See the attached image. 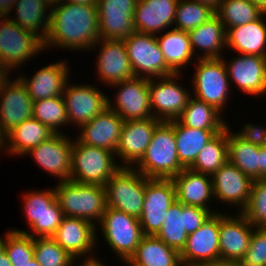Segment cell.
<instances>
[{
    "label": "cell",
    "mask_w": 266,
    "mask_h": 266,
    "mask_svg": "<svg viewBox=\"0 0 266 266\" xmlns=\"http://www.w3.org/2000/svg\"><path fill=\"white\" fill-rule=\"evenodd\" d=\"M121 168L115 153L73 139L70 180L83 184L105 186Z\"/></svg>",
    "instance_id": "277c9868"
},
{
    "label": "cell",
    "mask_w": 266,
    "mask_h": 266,
    "mask_svg": "<svg viewBox=\"0 0 266 266\" xmlns=\"http://www.w3.org/2000/svg\"><path fill=\"white\" fill-rule=\"evenodd\" d=\"M24 266H41V265L39 264V262L35 258H32Z\"/></svg>",
    "instance_id": "680465c9"
},
{
    "label": "cell",
    "mask_w": 266,
    "mask_h": 266,
    "mask_svg": "<svg viewBox=\"0 0 266 266\" xmlns=\"http://www.w3.org/2000/svg\"><path fill=\"white\" fill-rule=\"evenodd\" d=\"M120 262H123L121 264H125L124 266H137L135 264H133L132 262H130L129 260H123V261H120Z\"/></svg>",
    "instance_id": "91938a15"
},
{
    "label": "cell",
    "mask_w": 266,
    "mask_h": 266,
    "mask_svg": "<svg viewBox=\"0 0 266 266\" xmlns=\"http://www.w3.org/2000/svg\"><path fill=\"white\" fill-rule=\"evenodd\" d=\"M228 125V162L253 181L260 180V147L239 138Z\"/></svg>",
    "instance_id": "8d00e7d4"
},
{
    "label": "cell",
    "mask_w": 266,
    "mask_h": 266,
    "mask_svg": "<svg viewBox=\"0 0 266 266\" xmlns=\"http://www.w3.org/2000/svg\"><path fill=\"white\" fill-rule=\"evenodd\" d=\"M0 266H12L6 251L0 247Z\"/></svg>",
    "instance_id": "db71d44e"
},
{
    "label": "cell",
    "mask_w": 266,
    "mask_h": 266,
    "mask_svg": "<svg viewBox=\"0 0 266 266\" xmlns=\"http://www.w3.org/2000/svg\"><path fill=\"white\" fill-rule=\"evenodd\" d=\"M4 236L1 247L6 251L12 266H24L34 258L33 237L11 229Z\"/></svg>",
    "instance_id": "ee69618b"
},
{
    "label": "cell",
    "mask_w": 266,
    "mask_h": 266,
    "mask_svg": "<svg viewBox=\"0 0 266 266\" xmlns=\"http://www.w3.org/2000/svg\"><path fill=\"white\" fill-rule=\"evenodd\" d=\"M257 4L264 12H266V0H249Z\"/></svg>",
    "instance_id": "6f0895ef"
},
{
    "label": "cell",
    "mask_w": 266,
    "mask_h": 266,
    "mask_svg": "<svg viewBox=\"0 0 266 266\" xmlns=\"http://www.w3.org/2000/svg\"><path fill=\"white\" fill-rule=\"evenodd\" d=\"M162 121L156 118L124 121L115 151L121 167H134L144 156L156 127Z\"/></svg>",
    "instance_id": "44dd1931"
},
{
    "label": "cell",
    "mask_w": 266,
    "mask_h": 266,
    "mask_svg": "<svg viewBox=\"0 0 266 266\" xmlns=\"http://www.w3.org/2000/svg\"><path fill=\"white\" fill-rule=\"evenodd\" d=\"M73 139L67 133L54 134L26 153L34 163L49 175L58 178V182L69 181L71 176Z\"/></svg>",
    "instance_id": "e0dca14e"
},
{
    "label": "cell",
    "mask_w": 266,
    "mask_h": 266,
    "mask_svg": "<svg viewBox=\"0 0 266 266\" xmlns=\"http://www.w3.org/2000/svg\"><path fill=\"white\" fill-rule=\"evenodd\" d=\"M222 212H219L220 261L237 263L248 251L255 227L242 213Z\"/></svg>",
    "instance_id": "ffe728a7"
},
{
    "label": "cell",
    "mask_w": 266,
    "mask_h": 266,
    "mask_svg": "<svg viewBox=\"0 0 266 266\" xmlns=\"http://www.w3.org/2000/svg\"><path fill=\"white\" fill-rule=\"evenodd\" d=\"M110 87L116 88L115 97L108 98V108L115 111L124 121L153 118L150 96L149 79L133 77Z\"/></svg>",
    "instance_id": "5bb4252c"
},
{
    "label": "cell",
    "mask_w": 266,
    "mask_h": 266,
    "mask_svg": "<svg viewBox=\"0 0 266 266\" xmlns=\"http://www.w3.org/2000/svg\"><path fill=\"white\" fill-rule=\"evenodd\" d=\"M165 32L156 35L165 62L174 73L183 74V68H186L188 64L190 66L193 59L194 61L197 60L191 47L188 32L175 28L168 29Z\"/></svg>",
    "instance_id": "d6a6232c"
},
{
    "label": "cell",
    "mask_w": 266,
    "mask_h": 266,
    "mask_svg": "<svg viewBox=\"0 0 266 266\" xmlns=\"http://www.w3.org/2000/svg\"><path fill=\"white\" fill-rule=\"evenodd\" d=\"M129 261L137 266H183L180 252L155 235H144Z\"/></svg>",
    "instance_id": "d590c367"
},
{
    "label": "cell",
    "mask_w": 266,
    "mask_h": 266,
    "mask_svg": "<svg viewBox=\"0 0 266 266\" xmlns=\"http://www.w3.org/2000/svg\"><path fill=\"white\" fill-rule=\"evenodd\" d=\"M266 12L257 20L228 28L226 49L237 54L266 57Z\"/></svg>",
    "instance_id": "f546056e"
},
{
    "label": "cell",
    "mask_w": 266,
    "mask_h": 266,
    "mask_svg": "<svg viewBox=\"0 0 266 266\" xmlns=\"http://www.w3.org/2000/svg\"><path fill=\"white\" fill-rule=\"evenodd\" d=\"M180 258L183 266L220 261L219 212L211 214L195 232L188 234Z\"/></svg>",
    "instance_id": "7402d4cb"
},
{
    "label": "cell",
    "mask_w": 266,
    "mask_h": 266,
    "mask_svg": "<svg viewBox=\"0 0 266 266\" xmlns=\"http://www.w3.org/2000/svg\"><path fill=\"white\" fill-rule=\"evenodd\" d=\"M71 84V81L68 80L62 97L65 102L69 124L75 125L78 131L82 125L108 108L109 97L98 85Z\"/></svg>",
    "instance_id": "4fadbf2b"
},
{
    "label": "cell",
    "mask_w": 266,
    "mask_h": 266,
    "mask_svg": "<svg viewBox=\"0 0 266 266\" xmlns=\"http://www.w3.org/2000/svg\"><path fill=\"white\" fill-rule=\"evenodd\" d=\"M70 65L66 60L55 61L37 70L31 78L17 76L27 88L33 101L63 95L65 84L70 78Z\"/></svg>",
    "instance_id": "484cf974"
},
{
    "label": "cell",
    "mask_w": 266,
    "mask_h": 266,
    "mask_svg": "<svg viewBox=\"0 0 266 266\" xmlns=\"http://www.w3.org/2000/svg\"><path fill=\"white\" fill-rule=\"evenodd\" d=\"M176 189V200L184 205L200 207L209 210L212 214L220 212L210 206L214 199L212 177L184 168L172 178ZM214 210V211H213Z\"/></svg>",
    "instance_id": "83f0119b"
},
{
    "label": "cell",
    "mask_w": 266,
    "mask_h": 266,
    "mask_svg": "<svg viewBox=\"0 0 266 266\" xmlns=\"http://www.w3.org/2000/svg\"><path fill=\"white\" fill-rule=\"evenodd\" d=\"M50 6L59 3L61 0H45Z\"/></svg>",
    "instance_id": "94428289"
},
{
    "label": "cell",
    "mask_w": 266,
    "mask_h": 266,
    "mask_svg": "<svg viewBox=\"0 0 266 266\" xmlns=\"http://www.w3.org/2000/svg\"><path fill=\"white\" fill-rule=\"evenodd\" d=\"M12 10H15V18L8 17L44 42L49 30L51 6L45 0H17Z\"/></svg>",
    "instance_id": "836d02e7"
},
{
    "label": "cell",
    "mask_w": 266,
    "mask_h": 266,
    "mask_svg": "<svg viewBox=\"0 0 266 266\" xmlns=\"http://www.w3.org/2000/svg\"><path fill=\"white\" fill-rule=\"evenodd\" d=\"M260 179H266V146L260 147Z\"/></svg>",
    "instance_id": "681fc988"
},
{
    "label": "cell",
    "mask_w": 266,
    "mask_h": 266,
    "mask_svg": "<svg viewBox=\"0 0 266 266\" xmlns=\"http://www.w3.org/2000/svg\"><path fill=\"white\" fill-rule=\"evenodd\" d=\"M123 41L135 77L151 79L174 74L165 62L156 35L135 31Z\"/></svg>",
    "instance_id": "8fae6325"
},
{
    "label": "cell",
    "mask_w": 266,
    "mask_h": 266,
    "mask_svg": "<svg viewBox=\"0 0 266 266\" xmlns=\"http://www.w3.org/2000/svg\"><path fill=\"white\" fill-rule=\"evenodd\" d=\"M41 51H45L44 43L38 36L22 29L8 16H0V65L8 73L21 68V64L25 66Z\"/></svg>",
    "instance_id": "ba28073f"
},
{
    "label": "cell",
    "mask_w": 266,
    "mask_h": 266,
    "mask_svg": "<svg viewBox=\"0 0 266 266\" xmlns=\"http://www.w3.org/2000/svg\"><path fill=\"white\" fill-rule=\"evenodd\" d=\"M176 201V189L172 179L147 178L144 203L139 218L144 235H156Z\"/></svg>",
    "instance_id": "9a60e30c"
},
{
    "label": "cell",
    "mask_w": 266,
    "mask_h": 266,
    "mask_svg": "<svg viewBox=\"0 0 266 266\" xmlns=\"http://www.w3.org/2000/svg\"><path fill=\"white\" fill-rule=\"evenodd\" d=\"M9 75L0 86V134L4 137L14 127L33 117V99L21 80ZM12 82H11V81Z\"/></svg>",
    "instance_id": "2e32d148"
},
{
    "label": "cell",
    "mask_w": 266,
    "mask_h": 266,
    "mask_svg": "<svg viewBox=\"0 0 266 266\" xmlns=\"http://www.w3.org/2000/svg\"><path fill=\"white\" fill-rule=\"evenodd\" d=\"M215 15V10L192 0H178L173 28L190 32Z\"/></svg>",
    "instance_id": "b9f144b4"
},
{
    "label": "cell",
    "mask_w": 266,
    "mask_h": 266,
    "mask_svg": "<svg viewBox=\"0 0 266 266\" xmlns=\"http://www.w3.org/2000/svg\"><path fill=\"white\" fill-rule=\"evenodd\" d=\"M53 135L54 133L45 124L32 117L14 127L3 137L1 150L6 155L10 154L9 156L23 157Z\"/></svg>",
    "instance_id": "4dcf8cb0"
},
{
    "label": "cell",
    "mask_w": 266,
    "mask_h": 266,
    "mask_svg": "<svg viewBox=\"0 0 266 266\" xmlns=\"http://www.w3.org/2000/svg\"><path fill=\"white\" fill-rule=\"evenodd\" d=\"M65 3H75V4H86V5H96L97 0H61Z\"/></svg>",
    "instance_id": "11a10c76"
},
{
    "label": "cell",
    "mask_w": 266,
    "mask_h": 266,
    "mask_svg": "<svg viewBox=\"0 0 266 266\" xmlns=\"http://www.w3.org/2000/svg\"><path fill=\"white\" fill-rule=\"evenodd\" d=\"M96 226L91 222L75 217L63 216L52 238L73 258L95 257L98 243Z\"/></svg>",
    "instance_id": "d4e9b609"
},
{
    "label": "cell",
    "mask_w": 266,
    "mask_h": 266,
    "mask_svg": "<svg viewBox=\"0 0 266 266\" xmlns=\"http://www.w3.org/2000/svg\"><path fill=\"white\" fill-rule=\"evenodd\" d=\"M99 53L96 57L95 70L97 80L104 85H112L135 77L126 45L123 40L99 39L90 49Z\"/></svg>",
    "instance_id": "ac0fdd59"
},
{
    "label": "cell",
    "mask_w": 266,
    "mask_h": 266,
    "mask_svg": "<svg viewBox=\"0 0 266 266\" xmlns=\"http://www.w3.org/2000/svg\"><path fill=\"white\" fill-rule=\"evenodd\" d=\"M178 0H138L133 20L137 32L158 35L173 27Z\"/></svg>",
    "instance_id": "f1b7e54d"
},
{
    "label": "cell",
    "mask_w": 266,
    "mask_h": 266,
    "mask_svg": "<svg viewBox=\"0 0 266 266\" xmlns=\"http://www.w3.org/2000/svg\"><path fill=\"white\" fill-rule=\"evenodd\" d=\"M83 261V262H82ZM81 263H79V265L76 264V266H106L102 260H100V258H97V255L95 257H91V258H82V260H80ZM75 266V264H74Z\"/></svg>",
    "instance_id": "f907efd6"
},
{
    "label": "cell",
    "mask_w": 266,
    "mask_h": 266,
    "mask_svg": "<svg viewBox=\"0 0 266 266\" xmlns=\"http://www.w3.org/2000/svg\"><path fill=\"white\" fill-rule=\"evenodd\" d=\"M242 214L257 228H266V179L253 182L250 201Z\"/></svg>",
    "instance_id": "f6af8a7d"
},
{
    "label": "cell",
    "mask_w": 266,
    "mask_h": 266,
    "mask_svg": "<svg viewBox=\"0 0 266 266\" xmlns=\"http://www.w3.org/2000/svg\"><path fill=\"white\" fill-rule=\"evenodd\" d=\"M138 0H97L99 39L124 40L136 30L134 10Z\"/></svg>",
    "instance_id": "603a6c76"
},
{
    "label": "cell",
    "mask_w": 266,
    "mask_h": 266,
    "mask_svg": "<svg viewBox=\"0 0 266 266\" xmlns=\"http://www.w3.org/2000/svg\"><path fill=\"white\" fill-rule=\"evenodd\" d=\"M264 13L257 4L249 0H222L215 11L226 30L253 22Z\"/></svg>",
    "instance_id": "ab89813d"
},
{
    "label": "cell",
    "mask_w": 266,
    "mask_h": 266,
    "mask_svg": "<svg viewBox=\"0 0 266 266\" xmlns=\"http://www.w3.org/2000/svg\"><path fill=\"white\" fill-rule=\"evenodd\" d=\"M34 258L41 266H74L79 259L73 258L52 237L33 238Z\"/></svg>",
    "instance_id": "7bdbcfd3"
},
{
    "label": "cell",
    "mask_w": 266,
    "mask_h": 266,
    "mask_svg": "<svg viewBox=\"0 0 266 266\" xmlns=\"http://www.w3.org/2000/svg\"><path fill=\"white\" fill-rule=\"evenodd\" d=\"M182 73L149 79L150 105L154 118L161 121L176 120L188 105L192 90L183 87ZM182 84V85H181Z\"/></svg>",
    "instance_id": "30bf717a"
},
{
    "label": "cell",
    "mask_w": 266,
    "mask_h": 266,
    "mask_svg": "<svg viewBox=\"0 0 266 266\" xmlns=\"http://www.w3.org/2000/svg\"><path fill=\"white\" fill-rule=\"evenodd\" d=\"M124 120L111 109L95 116L78 130L77 139L94 147L104 148L115 153L119 143Z\"/></svg>",
    "instance_id": "4316f807"
},
{
    "label": "cell",
    "mask_w": 266,
    "mask_h": 266,
    "mask_svg": "<svg viewBox=\"0 0 266 266\" xmlns=\"http://www.w3.org/2000/svg\"><path fill=\"white\" fill-rule=\"evenodd\" d=\"M241 130V131H240ZM234 132L239 138L259 147L266 146V127L258 124L243 123V127Z\"/></svg>",
    "instance_id": "7dc6e473"
},
{
    "label": "cell",
    "mask_w": 266,
    "mask_h": 266,
    "mask_svg": "<svg viewBox=\"0 0 266 266\" xmlns=\"http://www.w3.org/2000/svg\"><path fill=\"white\" fill-rule=\"evenodd\" d=\"M33 117L45 124L54 134H63L62 128L70 126L62 96L33 101Z\"/></svg>",
    "instance_id": "60d3db41"
},
{
    "label": "cell",
    "mask_w": 266,
    "mask_h": 266,
    "mask_svg": "<svg viewBox=\"0 0 266 266\" xmlns=\"http://www.w3.org/2000/svg\"><path fill=\"white\" fill-rule=\"evenodd\" d=\"M54 190L64 216L81 218L94 226L99 225L107 207L104 186L69 180L57 182Z\"/></svg>",
    "instance_id": "3957f363"
},
{
    "label": "cell",
    "mask_w": 266,
    "mask_h": 266,
    "mask_svg": "<svg viewBox=\"0 0 266 266\" xmlns=\"http://www.w3.org/2000/svg\"><path fill=\"white\" fill-rule=\"evenodd\" d=\"M188 35L193 53L197 59L224 57L222 53L226 50V28L216 14L188 32ZM199 50L203 52L200 53Z\"/></svg>",
    "instance_id": "1f68e13d"
},
{
    "label": "cell",
    "mask_w": 266,
    "mask_h": 266,
    "mask_svg": "<svg viewBox=\"0 0 266 266\" xmlns=\"http://www.w3.org/2000/svg\"><path fill=\"white\" fill-rule=\"evenodd\" d=\"M23 205L27 230H12L19 233H25L33 238L52 237L63 218L62 210L56 198L54 187L45 190H33L23 193Z\"/></svg>",
    "instance_id": "5b68a950"
},
{
    "label": "cell",
    "mask_w": 266,
    "mask_h": 266,
    "mask_svg": "<svg viewBox=\"0 0 266 266\" xmlns=\"http://www.w3.org/2000/svg\"><path fill=\"white\" fill-rule=\"evenodd\" d=\"M192 1H196V2H199L201 4L208 5L209 7H211L215 11L219 8L220 3L222 2V0H192Z\"/></svg>",
    "instance_id": "f5cc1de1"
},
{
    "label": "cell",
    "mask_w": 266,
    "mask_h": 266,
    "mask_svg": "<svg viewBox=\"0 0 266 266\" xmlns=\"http://www.w3.org/2000/svg\"><path fill=\"white\" fill-rule=\"evenodd\" d=\"M175 131L177 155L180 164L189 168L203 147L222 130L194 129L182 125L177 119L168 121Z\"/></svg>",
    "instance_id": "e575fe53"
},
{
    "label": "cell",
    "mask_w": 266,
    "mask_h": 266,
    "mask_svg": "<svg viewBox=\"0 0 266 266\" xmlns=\"http://www.w3.org/2000/svg\"><path fill=\"white\" fill-rule=\"evenodd\" d=\"M10 74L0 65V86Z\"/></svg>",
    "instance_id": "9f6ffc18"
},
{
    "label": "cell",
    "mask_w": 266,
    "mask_h": 266,
    "mask_svg": "<svg viewBox=\"0 0 266 266\" xmlns=\"http://www.w3.org/2000/svg\"><path fill=\"white\" fill-rule=\"evenodd\" d=\"M2 239H3V237H1V235H0V247H1Z\"/></svg>",
    "instance_id": "be15d7a7"
},
{
    "label": "cell",
    "mask_w": 266,
    "mask_h": 266,
    "mask_svg": "<svg viewBox=\"0 0 266 266\" xmlns=\"http://www.w3.org/2000/svg\"><path fill=\"white\" fill-rule=\"evenodd\" d=\"M223 62L226 66L230 84L245 94L263 97L266 94V57L236 54L233 59Z\"/></svg>",
    "instance_id": "cb8c5ba5"
},
{
    "label": "cell",
    "mask_w": 266,
    "mask_h": 266,
    "mask_svg": "<svg viewBox=\"0 0 266 266\" xmlns=\"http://www.w3.org/2000/svg\"><path fill=\"white\" fill-rule=\"evenodd\" d=\"M134 168L147 178L172 179L184 167L177 155L174 127L162 121L154 130L151 142Z\"/></svg>",
    "instance_id": "7a4b0ae2"
},
{
    "label": "cell",
    "mask_w": 266,
    "mask_h": 266,
    "mask_svg": "<svg viewBox=\"0 0 266 266\" xmlns=\"http://www.w3.org/2000/svg\"><path fill=\"white\" fill-rule=\"evenodd\" d=\"M99 224L96 226V232L101 229L100 235L110 250L115 252L119 261L129 260L144 236L139 219L106 207Z\"/></svg>",
    "instance_id": "52a82bcc"
},
{
    "label": "cell",
    "mask_w": 266,
    "mask_h": 266,
    "mask_svg": "<svg viewBox=\"0 0 266 266\" xmlns=\"http://www.w3.org/2000/svg\"><path fill=\"white\" fill-rule=\"evenodd\" d=\"M187 266H237V263L234 262H226V261H217V262H209V263H198Z\"/></svg>",
    "instance_id": "816d5d0a"
},
{
    "label": "cell",
    "mask_w": 266,
    "mask_h": 266,
    "mask_svg": "<svg viewBox=\"0 0 266 266\" xmlns=\"http://www.w3.org/2000/svg\"><path fill=\"white\" fill-rule=\"evenodd\" d=\"M211 214L209 210L184 205L176 200L169 208L155 236L167 246L181 252L185 247L188 234L195 232Z\"/></svg>",
    "instance_id": "7c38bea8"
},
{
    "label": "cell",
    "mask_w": 266,
    "mask_h": 266,
    "mask_svg": "<svg viewBox=\"0 0 266 266\" xmlns=\"http://www.w3.org/2000/svg\"><path fill=\"white\" fill-rule=\"evenodd\" d=\"M237 266H266V228H254L248 251Z\"/></svg>",
    "instance_id": "bcb514c9"
},
{
    "label": "cell",
    "mask_w": 266,
    "mask_h": 266,
    "mask_svg": "<svg viewBox=\"0 0 266 266\" xmlns=\"http://www.w3.org/2000/svg\"><path fill=\"white\" fill-rule=\"evenodd\" d=\"M222 116L213 106L192 96L177 120L194 129L224 130L228 122Z\"/></svg>",
    "instance_id": "74e56055"
},
{
    "label": "cell",
    "mask_w": 266,
    "mask_h": 266,
    "mask_svg": "<svg viewBox=\"0 0 266 266\" xmlns=\"http://www.w3.org/2000/svg\"><path fill=\"white\" fill-rule=\"evenodd\" d=\"M17 0H0V16L11 15L12 7Z\"/></svg>",
    "instance_id": "c3c4849f"
},
{
    "label": "cell",
    "mask_w": 266,
    "mask_h": 266,
    "mask_svg": "<svg viewBox=\"0 0 266 266\" xmlns=\"http://www.w3.org/2000/svg\"><path fill=\"white\" fill-rule=\"evenodd\" d=\"M3 143V137L0 134V145Z\"/></svg>",
    "instance_id": "6125c7cd"
},
{
    "label": "cell",
    "mask_w": 266,
    "mask_h": 266,
    "mask_svg": "<svg viewBox=\"0 0 266 266\" xmlns=\"http://www.w3.org/2000/svg\"><path fill=\"white\" fill-rule=\"evenodd\" d=\"M98 40L97 4L86 5L60 1L51 6L49 30L43 42L45 50L57 47L70 49V51L89 52Z\"/></svg>",
    "instance_id": "6da1fadb"
},
{
    "label": "cell",
    "mask_w": 266,
    "mask_h": 266,
    "mask_svg": "<svg viewBox=\"0 0 266 266\" xmlns=\"http://www.w3.org/2000/svg\"><path fill=\"white\" fill-rule=\"evenodd\" d=\"M227 139L228 126L203 147L189 169L212 176L228 161Z\"/></svg>",
    "instance_id": "f35d334b"
},
{
    "label": "cell",
    "mask_w": 266,
    "mask_h": 266,
    "mask_svg": "<svg viewBox=\"0 0 266 266\" xmlns=\"http://www.w3.org/2000/svg\"><path fill=\"white\" fill-rule=\"evenodd\" d=\"M146 177L134 167H121L105 184L107 207L140 218Z\"/></svg>",
    "instance_id": "9c48e42d"
},
{
    "label": "cell",
    "mask_w": 266,
    "mask_h": 266,
    "mask_svg": "<svg viewBox=\"0 0 266 266\" xmlns=\"http://www.w3.org/2000/svg\"><path fill=\"white\" fill-rule=\"evenodd\" d=\"M211 177L214 201L217 199L227 206H236L242 213L250 201L254 181L228 161Z\"/></svg>",
    "instance_id": "d6986e66"
},
{
    "label": "cell",
    "mask_w": 266,
    "mask_h": 266,
    "mask_svg": "<svg viewBox=\"0 0 266 266\" xmlns=\"http://www.w3.org/2000/svg\"><path fill=\"white\" fill-rule=\"evenodd\" d=\"M192 96L213 106L222 115L228 105L230 81L222 58L195 60ZM228 99V100H227Z\"/></svg>",
    "instance_id": "8992f818"
}]
</instances>
